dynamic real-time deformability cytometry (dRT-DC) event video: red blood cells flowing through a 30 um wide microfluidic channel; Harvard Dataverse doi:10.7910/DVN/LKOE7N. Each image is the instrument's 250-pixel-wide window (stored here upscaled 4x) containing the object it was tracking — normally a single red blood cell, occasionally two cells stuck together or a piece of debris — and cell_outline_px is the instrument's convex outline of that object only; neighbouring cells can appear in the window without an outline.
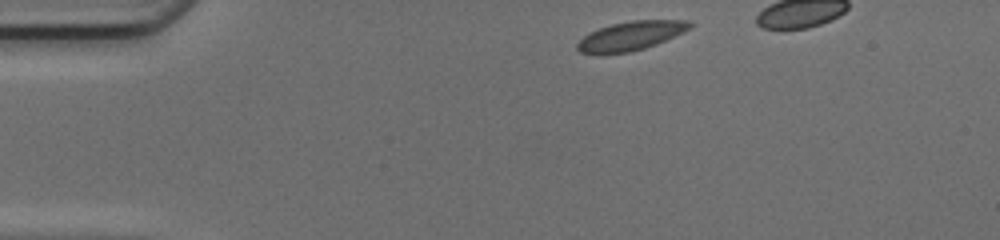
{"species": "common noctule bat (a hibernating species)", "species_latin": "Nyctalus noctula", "temperature_condition": "cold", "stored_images_in_passage": 34, "camera_frame_rate_fps": 3000, "um_per_image_px": 0.085, "animal": {"sex": "female", "body_mass_g": 17.0, "forearm_length_mm": 48.0}, "frame": {"image": 1, "passage_image": 1, "time_ms": 0.0, "image_size_px": [1000, 240], "cell_outline_px": [[692, 24], [688, 28], [656, 44], [644, 48], [628, 52], [580, 52], [576, 48], [576, 44], [588, 32], [612, 24], [632, 20], [688, 20]], "centroid_in_image_um": [53.58, 3.02], "position_along_channel_um": 31.4, "area_um2": 18.26}}
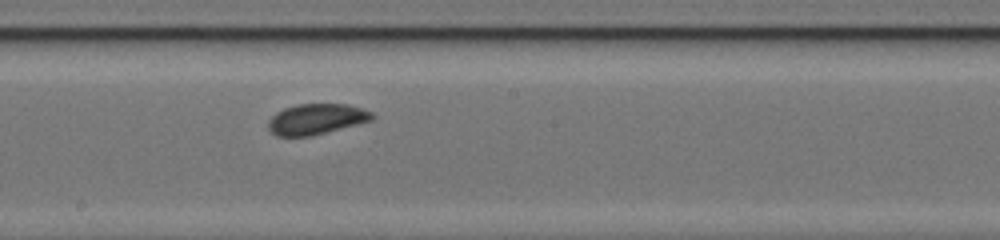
{"frame": {"image": 2, "passage_image": 19, "time_ms": 6.0, "image_size_px": [1000, 240], "cell_outline_px": [[376, 116], [372, 120], [312, 136], [276, 136], [268, 128], [268, 120], [276, 112], [284, 108], [300, 104], [348, 104], [372, 112]], "centroid_in_image_um": [26.88, 10.12], "position_along_channel_um": 221.3, "area_um2": 18.5}}
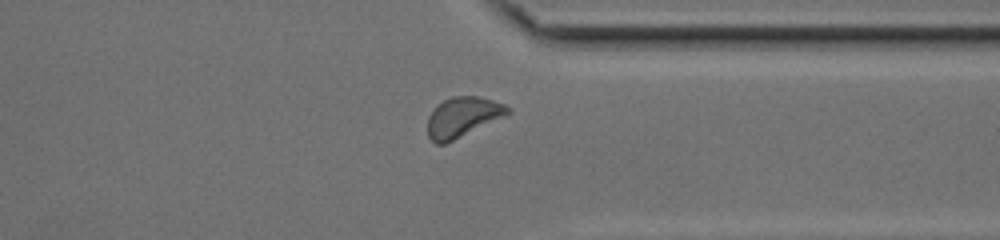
{"frame": {"image": 3, "passage_image": 30, "time_ms": 9.667, "image_size_px": [1000, 240], "cell_outline_px": [[512, 112], [508, 116], [444, 144], [436, 144], [428, 136], [428, 116], [444, 100], [452, 96], [476, 96], [492, 100], [504, 104], [512, 108]], "centroid_in_image_um": [39.4, 9.95], "position_along_channel_um": 372.0, "area_um2": 18.73}}